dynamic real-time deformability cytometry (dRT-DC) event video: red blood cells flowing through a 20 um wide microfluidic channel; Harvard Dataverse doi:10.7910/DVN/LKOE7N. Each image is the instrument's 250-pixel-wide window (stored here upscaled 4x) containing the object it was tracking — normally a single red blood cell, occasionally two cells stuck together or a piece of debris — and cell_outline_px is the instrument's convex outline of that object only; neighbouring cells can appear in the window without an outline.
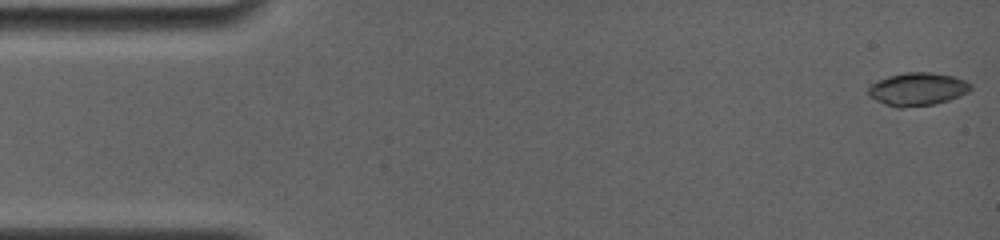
{"species": "common noctule bat (a hibernating species)", "species_latin": "Nyctalus noctula", "temperature_condition": "room temperature", "stored_images_in_passage": 21, "camera_frame_rate_fps": 4000, "um_per_image_px": 0.085, "animal": {"sex": "female", "body_mass_g": 19.0, "forearm_length_mm": 56.7}, "frame": {"image": 1, "passage_image": 1, "time_ms": 0.0, "image_size_px": [1000, 240], "cell_outline_px": [[972, 88], [968, 92], [948, 100], [936, 104], [904, 108], [896, 108], [884, 104], [876, 100], [868, 92], [868, 88], [876, 80], [888, 76], [904, 72], [932, 72], [952, 76], [968, 80], [972, 84]], "centroid_in_image_um": [78.01, 7.57], "position_along_channel_um": 7.0, "area_um2": 19.88}}
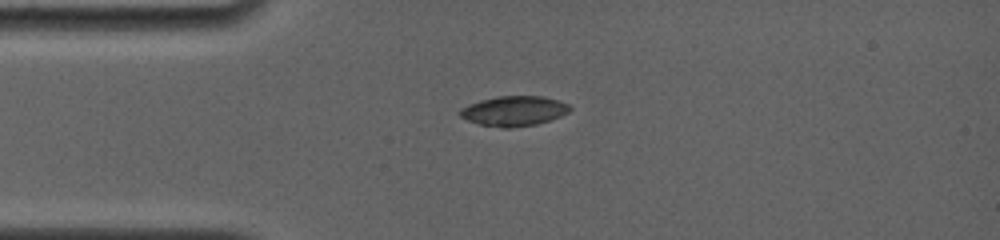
{"frame": {"image": 2, "passage_image": 17, "time_ms": 3.75, "image_size_px": [1000, 240], "cell_outline_px": [[572, 108], [568, 112], [560, 116], [536, 124], [512, 128], [500, 128], [480, 124], [468, 120], [460, 116], [456, 112], [460, 108], [468, 104], [480, 100], [496, 96], [544, 96], [560, 100], [568, 104]], "centroid_in_image_um": [43.66, 9.42], "position_along_channel_um": 41.3, "area_um2": 19.36}}